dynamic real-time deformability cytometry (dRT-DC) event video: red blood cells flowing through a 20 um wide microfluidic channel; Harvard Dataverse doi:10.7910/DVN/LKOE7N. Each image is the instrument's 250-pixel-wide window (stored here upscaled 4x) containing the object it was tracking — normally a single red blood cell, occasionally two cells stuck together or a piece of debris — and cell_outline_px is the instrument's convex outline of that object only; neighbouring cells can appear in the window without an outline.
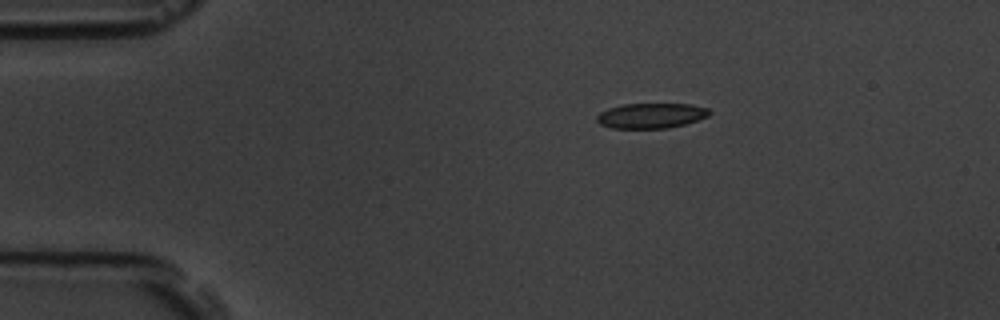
{"species": "common noctule bat (a hibernating species)", "species_latin": "Nyctalus noctula", "temperature_condition": "room temperature", "stored_images_in_passage": 9, "camera_frame_rate_fps": 3000, "um_per_image_px": 0.085, "animal": {"sex": "male", "body_mass_g": 19.5, "forearm_length_mm": 54.6}, "frame": {"image": 1, "passage_image": 1, "time_ms": 0.0, "image_size_px": [1000, 320], "cell_outline_px": [[712, 112], [708, 116], [684, 124], [668, 128], [612, 128], [600, 124], [596, 120], [596, 116], [600, 112], [608, 108], [624, 104], [692, 104], [708, 108]], "centroid_in_image_um": [55.34, 9.82], "position_along_channel_um": 29.7, "area_um2": 16.47}}
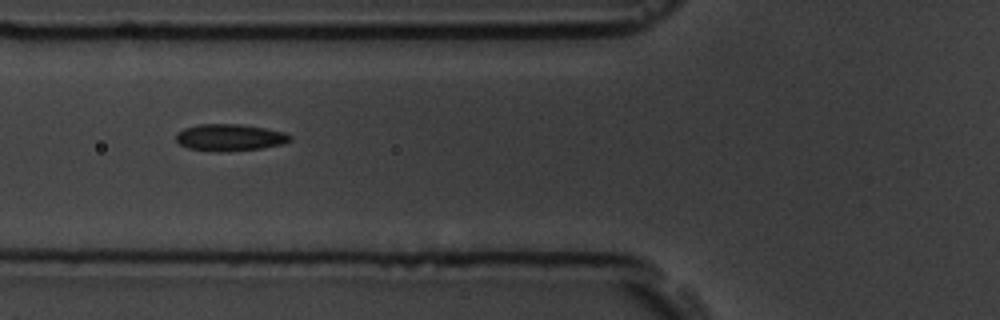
{"frame": {"image": 2, "passage_image": 4, "time_ms": 3.667, "image_size_px": [1000, 320], "cell_outline_px": [[292, 140], [284, 144], [260, 148], [188, 148], [180, 144], [176, 140], [176, 132], [184, 128], [200, 124], [240, 124], [264, 128], [284, 132], [292, 136]], "centroid_in_image_um": [19.57, 11.62], "position_along_channel_um": 106.2, "area_um2": 16.76}}
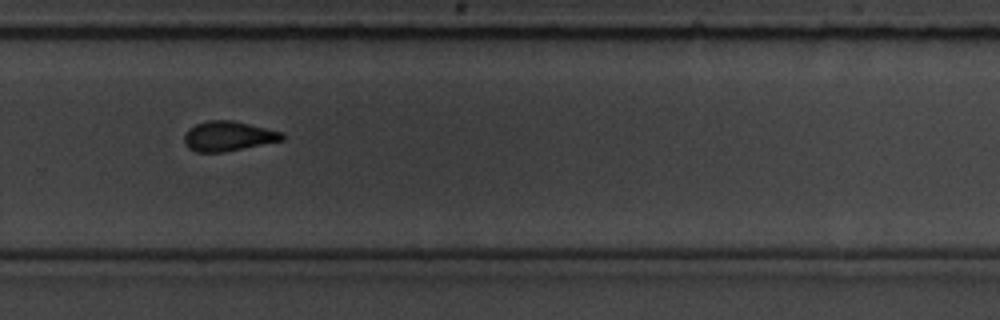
{"frame": {"image": 3, "passage_image": 9, "time_ms": 9.333, "image_size_px": [1000, 320], "cell_outline_px": [[284, 140], [224, 152], [196, 152], [188, 148], [184, 140], [184, 136], [188, 128], [196, 124], [208, 120], [232, 120], [284, 132]], "centroid_in_image_um": [19.4, 11.57], "position_along_channel_um": 310.4, "area_um2": 17.05}}